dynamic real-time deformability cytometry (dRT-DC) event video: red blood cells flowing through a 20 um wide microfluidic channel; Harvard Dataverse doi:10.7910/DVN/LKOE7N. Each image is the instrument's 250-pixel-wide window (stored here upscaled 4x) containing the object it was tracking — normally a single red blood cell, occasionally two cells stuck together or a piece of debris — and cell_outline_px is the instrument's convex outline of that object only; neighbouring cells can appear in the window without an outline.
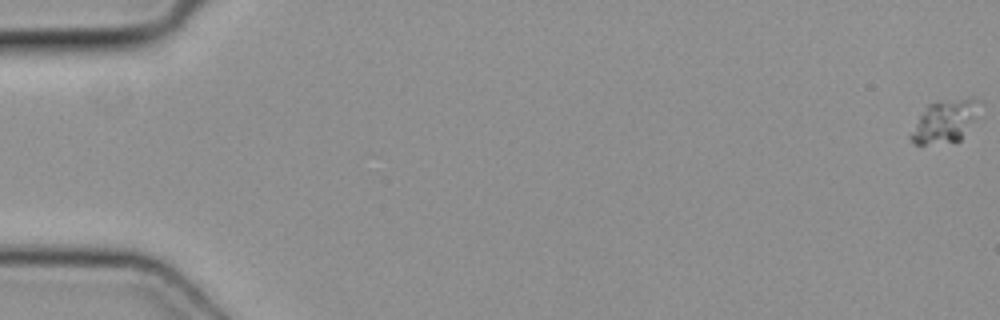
{"species": "common noctule bat (a hibernating species)", "species_latin": "Nyctalus noctula", "temperature_condition": "cold", "stored_images_in_passage": 52, "camera_frame_rate_fps": 3000, "um_per_image_px": 0.085, "animal": {"sex": "female", "body_mass_g": 19.3, "forearm_length_mm": 54.1}, "frame": {"image": 1, "passage_image": 1, "time_ms": 0.0, "image_size_px": [1000, 320], "cell_outline_px": [[984, 104], [960, 140], [924, 144], [916, 144], [908, 136], [920, 116], [928, 104], [960, 100], [980, 100]], "centroid_in_image_um": [80.33, 10.32], "position_along_channel_um": 4.7, "area_um2": 16.24}}
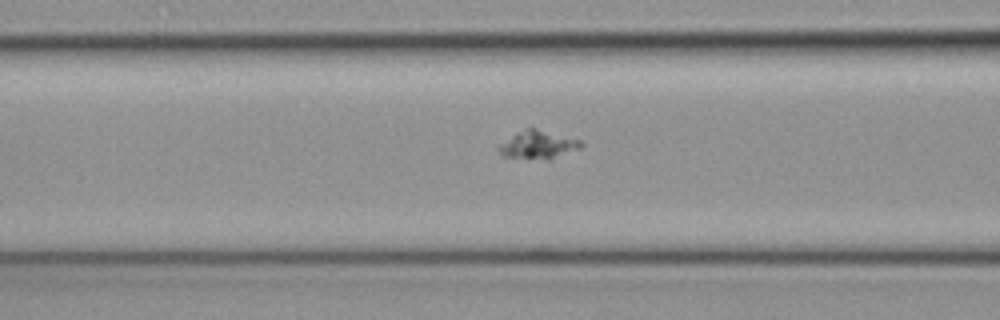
{"frame": {"image": 2, "passage_image": 22, "time_ms": 7.0, "image_size_px": [1000, 320], "cell_outline_px": [[584, 144], [580, 148], [548, 160], [504, 156], [500, 152], [500, 144], [516, 132], [524, 128], [536, 128], [580, 140]], "centroid_in_image_um": [45.75, 12.29], "position_along_channel_um": 120.8, "area_um2": 13.24}}
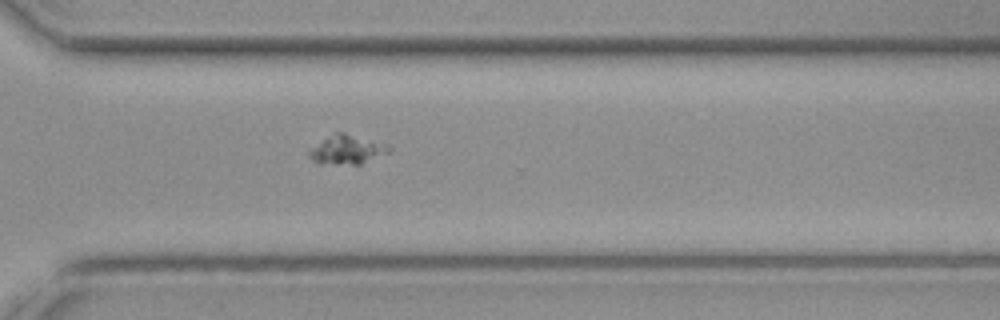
{"frame": {"image": 3, "passage_image": 38, "time_ms": 12.333, "image_size_px": [1000, 320], "cell_outline_px": [[392, 148], [388, 152], [360, 164], [320, 164], [312, 160], [308, 152], [312, 148], [336, 132], [344, 132], [384, 144]], "centroid_in_image_um": [29.48, 12.74], "position_along_channel_um": 341.1, "area_um2": 13.01}}